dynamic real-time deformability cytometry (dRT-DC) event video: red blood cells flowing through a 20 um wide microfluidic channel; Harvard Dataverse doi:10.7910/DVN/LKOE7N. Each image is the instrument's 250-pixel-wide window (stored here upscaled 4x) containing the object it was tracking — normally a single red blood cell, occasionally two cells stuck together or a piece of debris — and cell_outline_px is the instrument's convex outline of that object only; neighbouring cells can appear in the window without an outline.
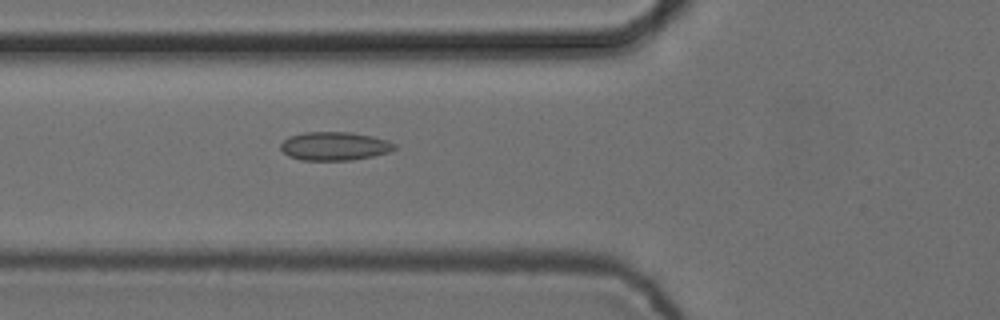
{"species": "common noctule bat (a hibernating species)", "species_latin": "Nyctalus noctula", "temperature_condition": "cold", "stored_images_in_passage": 6, "camera_frame_rate_fps": 3000, "um_per_image_px": 0.085, "animal": {"sex": "female", "body_mass_g": 24.6, "forearm_length_mm": 56.2}, "frame": {"image": 1, "passage_image": 6, "time_ms": 1.667, "image_size_px": [1000, 320], "cell_outline_px": [[400, 148], [388, 152], [372, 156], [352, 160], [300, 160], [288, 156], [280, 148], [280, 144], [288, 136], [304, 132], [352, 132], [372, 136], [388, 140], [396, 144]], "centroid_in_image_um": [28.45, 12.41], "position_along_channel_um": 97.3, "area_um2": 19.13}}